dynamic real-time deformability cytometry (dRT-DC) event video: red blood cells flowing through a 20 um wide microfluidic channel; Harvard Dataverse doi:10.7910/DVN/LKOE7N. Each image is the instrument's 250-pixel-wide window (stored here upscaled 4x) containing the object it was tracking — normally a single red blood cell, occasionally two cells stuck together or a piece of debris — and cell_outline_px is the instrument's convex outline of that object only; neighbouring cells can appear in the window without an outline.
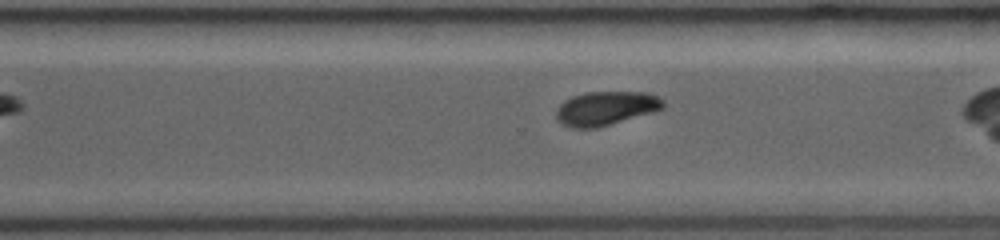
{"species": "common noctule bat (a hibernating species)", "species_latin": "Nyctalus noctula", "temperature_condition": "room temperature", "stored_images_in_passage": 22, "camera_frame_rate_fps": 3000, "um_per_image_px": 0.085, "animal": {"sex": "female", "body_mass_g": 19.0, "forearm_length_mm": 53.3}, "frame": {"image": 1, "passage_image": 16, "time_ms": 5.0, "image_size_px": [1000, 240], "cell_outline_px": [[664, 108], [656, 112], [596, 128], [572, 128], [560, 124], [556, 120], [556, 108], [564, 100], [572, 96], [584, 92], [648, 92], [664, 100]], "centroid_in_image_um": [51.49, 9.21], "position_along_channel_um": 319.1, "area_um2": 21.56}}